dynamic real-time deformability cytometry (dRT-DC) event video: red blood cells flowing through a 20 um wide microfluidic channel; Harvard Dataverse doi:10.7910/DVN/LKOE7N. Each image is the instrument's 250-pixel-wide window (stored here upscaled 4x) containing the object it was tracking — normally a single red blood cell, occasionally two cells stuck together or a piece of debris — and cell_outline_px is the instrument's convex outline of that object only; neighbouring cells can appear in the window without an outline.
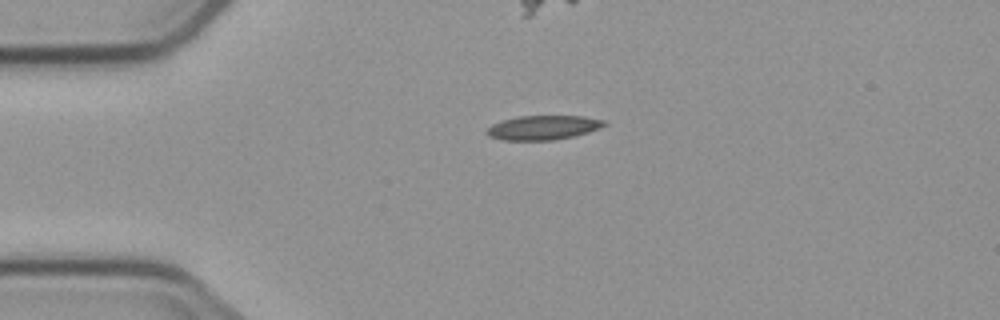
{"species": "common noctule bat (a hibernating species)", "species_latin": "Nyctalus noctula", "temperature_condition": "cold", "stored_images_in_passage": 9, "camera_frame_rate_fps": 3000, "um_per_image_px": 0.085, "animal": {"sex": "male", "body_mass_g": 23.1, "forearm_length_mm": 52.7}, "frame": {"image": 1, "passage_image": 1, "time_ms": 0.0, "image_size_px": [1000, 320], "cell_outline_px": [[608, 124], [600, 128], [588, 132], [556, 140], [504, 140], [488, 136], [484, 132], [492, 124], [504, 120], [520, 116], [584, 116], [608, 120]], "centroid_in_image_um": [46.21, 10.84], "position_along_channel_um": 38.8, "area_um2": 16.7}}
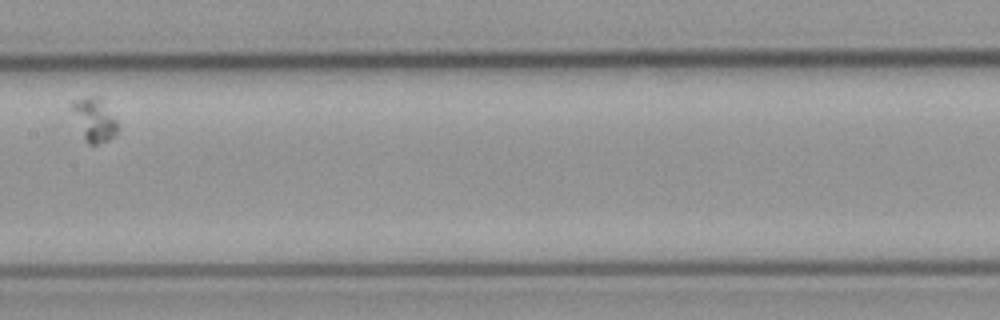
{"frame": {"image": 2, "passage_image": 6, "time_ms": 6.0, "image_size_px": [1000, 320], "cell_outline_px": [[120, 128], [108, 140], [96, 144], [88, 144], [84, 140], [68, 104], [72, 100], [84, 96], [100, 96], [120, 124]], "centroid_in_image_um": [7.99, 10.12], "position_along_channel_um": 199.4, "area_um2": 12.02}}
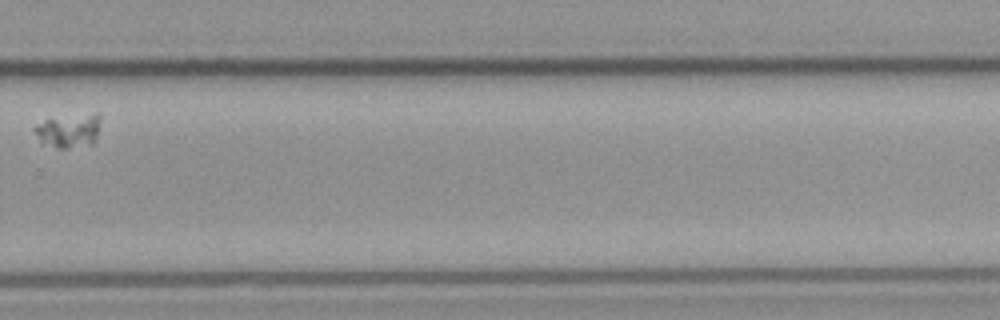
{"frame": {"image": 3, "passage_image": 9, "time_ms": 9.667, "image_size_px": [1000, 320], "cell_outline_px": [[100, 120], [96, 140], [92, 144], [64, 148], [56, 148], [40, 144], [32, 128], [36, 124], [44, 120], [96, 112], [100, 116]], "centroid_in_image_um": [5.81, 11.12], "position_along_channel_um": 324.0, "area_um2": 13.12}}